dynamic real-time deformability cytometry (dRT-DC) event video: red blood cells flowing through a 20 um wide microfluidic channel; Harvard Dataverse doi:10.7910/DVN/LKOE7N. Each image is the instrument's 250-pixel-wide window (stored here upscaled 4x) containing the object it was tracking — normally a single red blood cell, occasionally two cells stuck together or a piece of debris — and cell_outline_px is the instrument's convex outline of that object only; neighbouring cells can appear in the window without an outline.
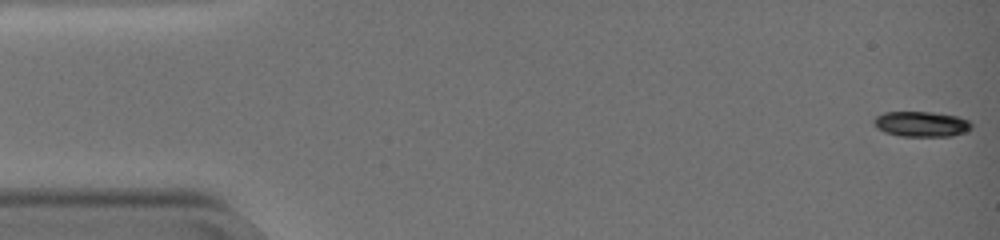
{"species": "common noctule bat (a hibernating species)", "species_latin": "Nyctalus noctula", "temperature_condition": "warm", "stored_images_in_passage": 9, "camera_frame_rate_fps": 3000, "um_per_image_px": 0.085, "animal": {"sex": "female", "body_mass_g": 19.0, "forearm_length_mm": 51.5}, "frame": {"image": 1, "passage_image": 1, "time_ms": 0.0, "image_size_px": [1000, 240], "cell_outline_px": [[972, 128], [968, 132], [952, 136], [900, 136], [884, 132], [876, 128], [872, 120], [876, 116], [884, 112], [932, 112], [956, 116], [968, 120], [972, 124]], "centroid_in_image_um": [78.31, 10.55], "position_along_channel_um": 6.7, "area_um2": 14.57}}
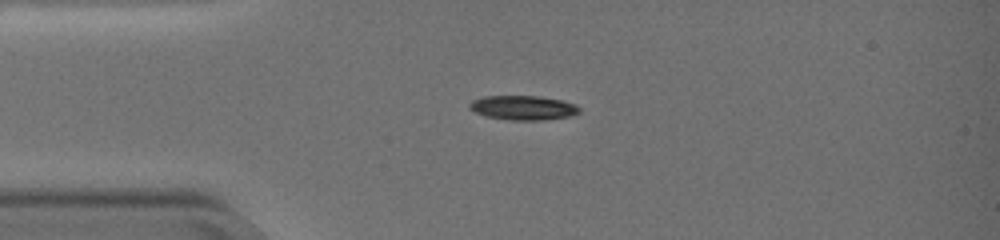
{"frame": {"image": 2, "passage_image": 6, "time_ms": 1.667, "image_size_px": [1000, 240], "cell_outline_px": [[580, 112], [572, 116], [540, 120], [508, 120], [484, 116], [468, 108], [468, 104], [472, 100], [484, 96], [540, 96], [560, 100], [576, 104], [580, 108]], "centroid_in_image_um": [44.45, 9.16], "position_along_channel_um": 40.5, "area_um2": 15.72}}
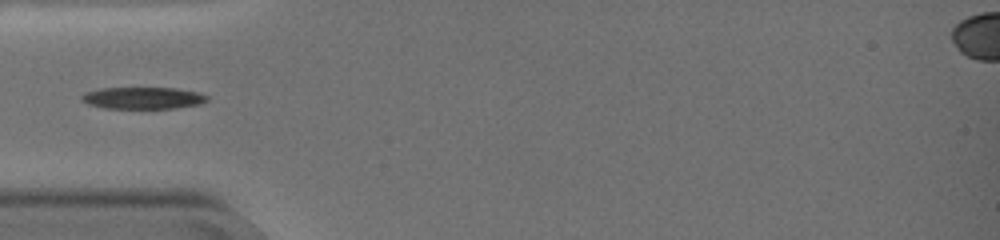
{"frame": {"image": 3, "passage_image": 8, "time_ms": 2.333, "image_size_px": [1000, 240], "cell_outline_px": [[208, 100], [200, 104], [176, 108], [104, 108], [88, 104], [80, 100], [80, 96], [84, 92], [100, 88], [176, 88], [200, 92], [208, 96]], "centroid_in_image_um": [12.14, 8.32], "position_along_channel_um": 72.9, "area_um2": 16.13}}